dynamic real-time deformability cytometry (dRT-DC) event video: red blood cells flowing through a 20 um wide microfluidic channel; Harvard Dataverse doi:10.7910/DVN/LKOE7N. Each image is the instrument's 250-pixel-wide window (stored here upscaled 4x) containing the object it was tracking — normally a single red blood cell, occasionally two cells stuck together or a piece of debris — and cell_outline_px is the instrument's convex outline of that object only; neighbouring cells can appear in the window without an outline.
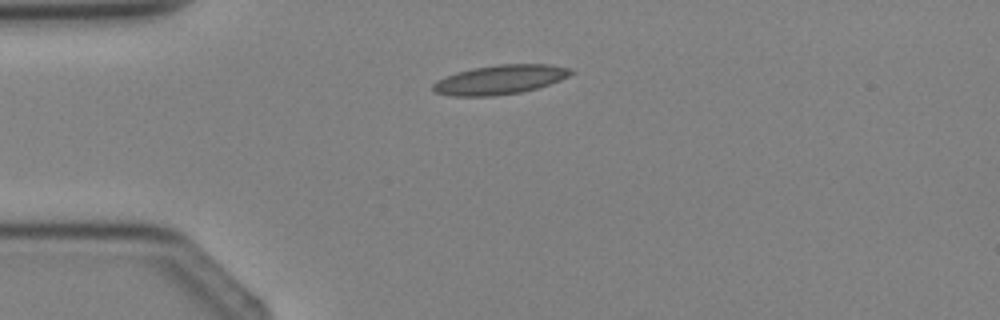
{"species": "Egyptian fruit bat (a non-hibernating species)", "species_latin": "Rousettus aegyptiacus", "temperature_condition": "cold", "stored_images_in_passage": 3, "camera_frame_rate_fps": 3000, "um_per_image_px": 0.085, "animal": {"sex": "female"}, "frame": {"image": 1, "passage_image": 3, "time_ms": 2.333, "image_size_px": [1000, 320], "cell_outline_px": [[576, 72], [560, 80], [536, 88], [520, 92], [492, 96], [452, 96], [436, 92], [432, 88], [432, 84], [436, 80], [456, 72], [472, 68], [500, 64], [548, 64], [572, 68]], "centroid_in_image_um": [42.5, 6.76], "position_along_channel_um": 42.5, "area_um2": 23.52}}